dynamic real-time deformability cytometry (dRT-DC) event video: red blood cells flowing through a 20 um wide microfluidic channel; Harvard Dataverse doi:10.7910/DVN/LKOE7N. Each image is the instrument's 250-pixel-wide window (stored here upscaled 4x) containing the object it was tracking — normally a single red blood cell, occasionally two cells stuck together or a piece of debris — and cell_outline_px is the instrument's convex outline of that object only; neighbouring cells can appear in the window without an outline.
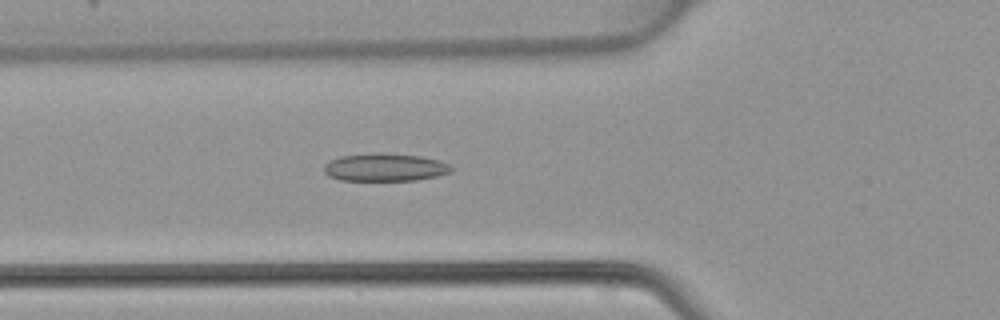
{"species": "common noctule bat (a hibernating species)", "species_latin": "Nyctalus noctula", "temperature_condition": "warm", "stored_images_in_passage": 34, "camera_frame_rate_fps": 3000, "um_per_image_px": 0.085, "animal": {"sex": "female", "body_mass_g": 22.7, "forearm_length_mm": 54.2}, "frame": {"image": 1, "passage_image": 8, "time_ms": 2.333, "image_size_px": [1000, 320], "cell_outline_px": [[452, 172], [436, 176], [416, 180], [340, 180], [328, 176], [324, 172], [324, 164], [328, 160], [340, 156], [420, 156], [436, 160], [448, 164], [452, 168]], "centroid_in_image_um": [32.69, 14.28], "position_along_channel_um": 93.1, "area_um2": 19.48}}
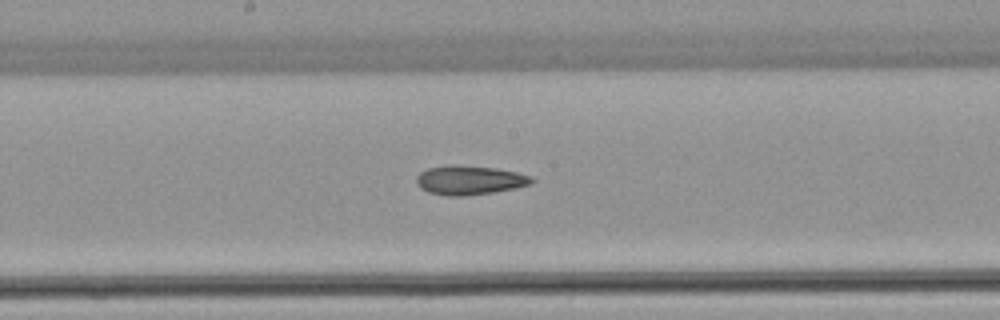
{"frame": {"image": 2, "passage_image": 16, "time_ms": 5.0, "image_size_px": [1000, 320], "cell_outline_px": [[536, 180], [532, 184], [516, 188], [492, 192], [464, 196], [448, 196], [428, 192], [420, 188], [416, 184], [416, 176], [420, 172], [428, 168], [448, 164], [456, 164], [496, 168], [516, 172], [532, 176]], "centroid_in_image_um": [39.91, 15.3], "position_along_channel_um": 208.3, "area_um2": 19.88}}
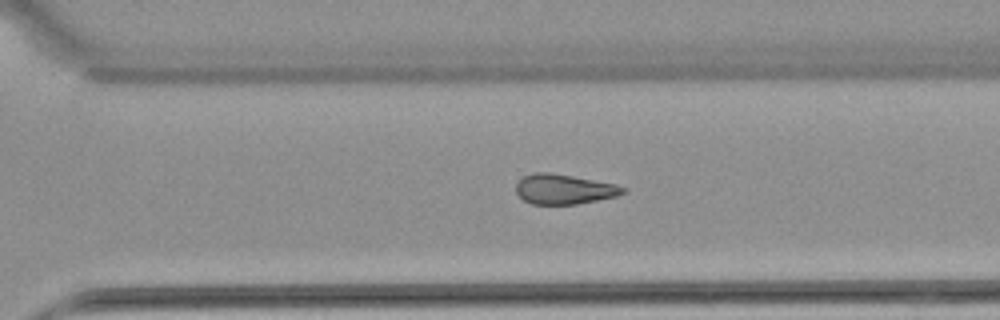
{"frame": {"image": 3, "passage_image": 24, "time_ms": 7.667, "image_size_px": [1000, 320], "cell_outline_px": [[628, 188], [624, 192], [616, 196], [576, 204], [532, 204], [524, 200], [516, 192], [516, 184], [524, 176], [536, 172], [552, 172], [616, 184]], "centroid_in_image_um": [47.94, 16.07], "position_along_channel_um": 322.7, "area_um2": 18.55}}